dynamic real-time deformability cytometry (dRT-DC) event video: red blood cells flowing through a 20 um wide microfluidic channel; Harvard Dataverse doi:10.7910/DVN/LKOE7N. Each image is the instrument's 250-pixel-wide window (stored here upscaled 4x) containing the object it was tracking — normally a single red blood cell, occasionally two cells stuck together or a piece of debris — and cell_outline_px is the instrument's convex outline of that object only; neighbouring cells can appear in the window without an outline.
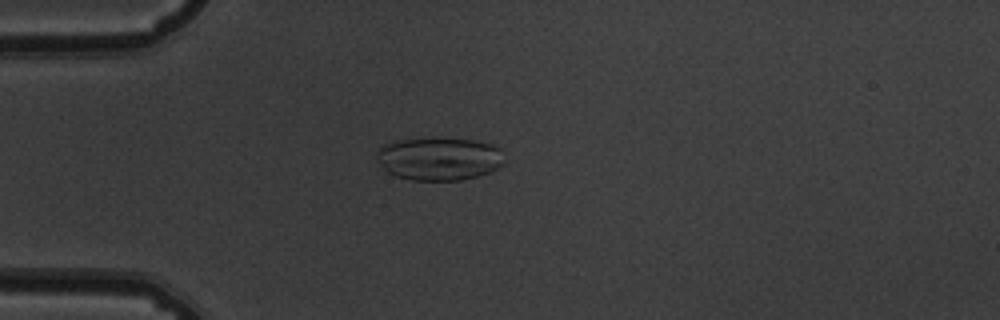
{"species": "common noctule bat (a hibernating species)", "species_latin": "Nyctalus noctula", "temperature_condition": "warm", "stored_images_in_passage": 53, "camera_frame_rate_fps": 3000, "um_per_image_px": 0.085, "animal": {"sex": "male", "body_mass_g": 19.5, "forearm_length_mm": 54.6}, "frame": {"image": 1, "passage_image": 15, "time_ms": 4.667, "image_size_px": [1000, 320], "cell_outline_px": [[504, 164], [488, 172], [476, 176], [460, 180], [412, 180], [396, 176], [388, 172], [376, 160], [376, 148], [384, 144], [400, 140], [472, 140], [492, 144], [500, 148], [504, 160]], "centroid_in_image_um": [37.3, 13.52], "position_along_channel_um": 47.7, "area_um2": 31.44}}
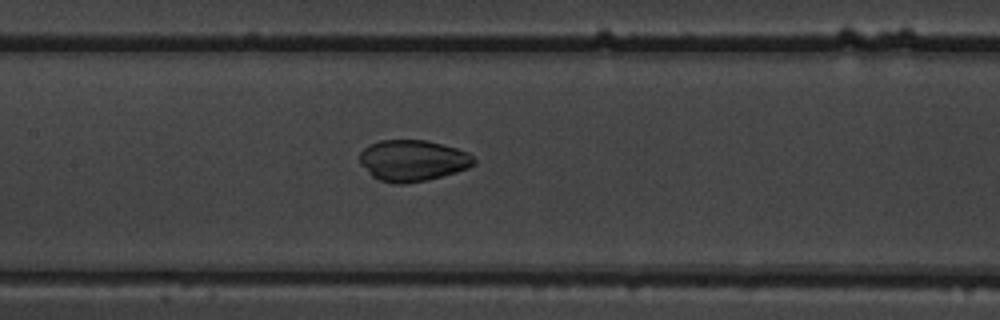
{"frame": {"image": 2, "passage_image": 26, "time_ms": 8.333, "image_size_px": [1000, 320], "cell_outline_px": [[476, 164], [468, 168], [456, 172], [428, 180], [404, 184], [396, 184], [380, 180], [372, 176], [360, 164], [360, 152], [368, 144], [380, 140], [424, 140], [456, 148], [468, 152], [476, 160]], "centroid_in_image_um": [35.07, 13.65], "position_along_channel_um": 172.3, "area_um2": 27.51}}
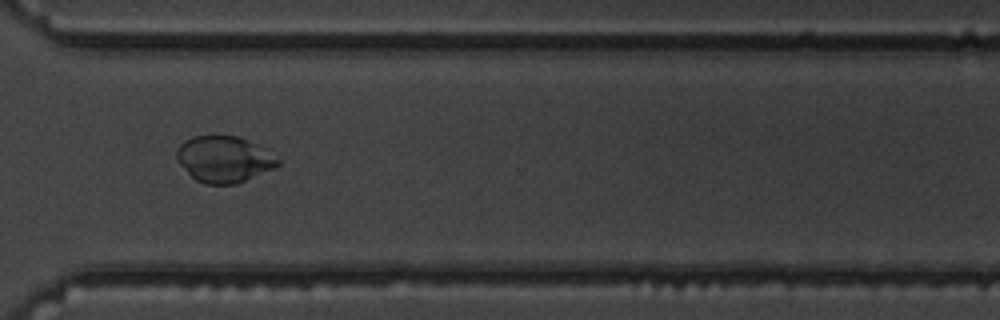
{"frame": {"image": 3, "passage_image": 40, "time_ms": 13.0, "image_size_px": [1000, 320], "cell_outline_px": [[280, 164], [276, 168], [236, 184], [204, 184], [196, 180], [176, 160], [176, 148], [184, 140], [192, 136], [216, 132], [236, 136], [248, 140], [268, 148], [280, 160]], "centroid_in_image_um": [19.06, 13.48], "position_along_channel_um": 351.5, "area_um2": 28.26}, "authors_computed_cell_mechanics": {"area_um2": 29.8826, "velocity_mm_per_s": 3.8459, "shape_relaxation_time_tau1_ms": 8.5904, "shape_relaxation_time_tau2_ms": null, "deformation_change_tau1": 0.2148, "deformation_change_tau2": null}}